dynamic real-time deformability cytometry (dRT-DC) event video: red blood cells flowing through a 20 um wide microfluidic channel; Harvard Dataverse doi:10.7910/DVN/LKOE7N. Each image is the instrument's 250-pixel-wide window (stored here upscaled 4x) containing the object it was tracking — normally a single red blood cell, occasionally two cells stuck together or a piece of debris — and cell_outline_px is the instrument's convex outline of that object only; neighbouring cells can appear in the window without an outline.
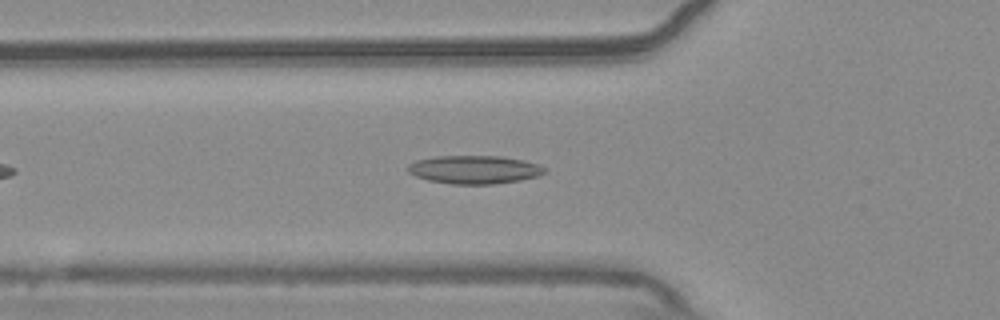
{"species": "common noctule bat (a hibernating species)", "species_latin": "Nyctalus noctula", "temperature_condition": "warm", "stored_images_in_passage": 27, "camera_frame_rate_fps": 3000, "um_per_image_px": 0.085, "animal": {"sex": "male", "body_mass_g": 20.4}, "frame": {"image": 1, "passage_image": 9, "time_ms": 2.667, "image_size_px": [1000, 320], "cell_outline_px": [[548, 172], [540, 176], [520, 180], [492, 184], [452, 184], [428, 180], [416, 176], [408, 172], [408, 164], [416, 160], [436, 156], [500, 156], [524, 160], [548, 168]], "centroid_in_image_um": [40.36, 14.41], "position_along_channel_um": 85.4, "area_um2": 22.66}}
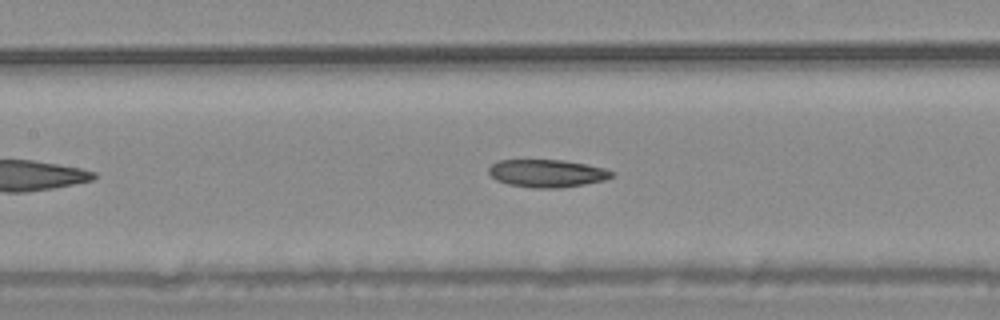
{"frame": {"image": 2, "passage_image": 15, "time_ms": 4.667, "image_size_px": [1000, 320], "cell_outline_px": [[616, 172], [612, 176], [604, 180], [584, 184], [560, 188], [532, 188], [508, 184], [496, 180], [488, 172], [488, 168], [496, 160], [564, 160], [604, 168]], "centroid_in_image_um": [46.48, 14.73], "position_along_channel_um": 160.9, "area_um2": 19.88}}
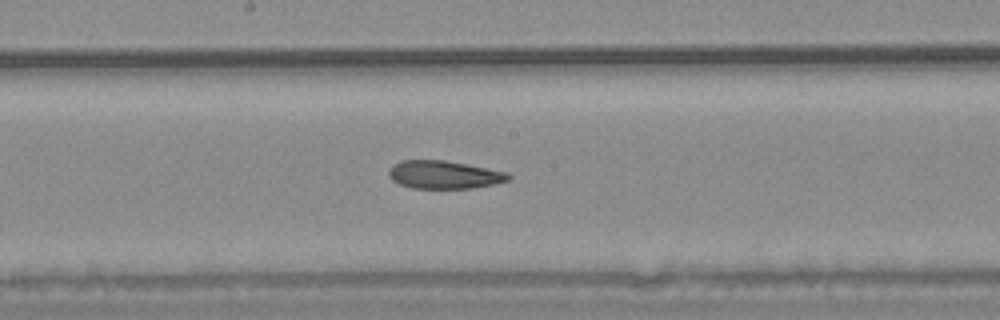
{"frame": {"image": 3, "passage_image": 19, "time_ms": 6.0, "image_size_px": [1000, 320], "cell_outline_px": [[512, 176], [508, 180], [496, 184], [472, 188], [412, 188], [400, 184], [392, 180], [388, 176], [388, 172], [392, 164], [400, 160], [444, 160], [508, 172]], "centroid_in_image_um": [37.73, 14.85], "position_along_channel_um": 210.5, "area_um2": 19.59}}